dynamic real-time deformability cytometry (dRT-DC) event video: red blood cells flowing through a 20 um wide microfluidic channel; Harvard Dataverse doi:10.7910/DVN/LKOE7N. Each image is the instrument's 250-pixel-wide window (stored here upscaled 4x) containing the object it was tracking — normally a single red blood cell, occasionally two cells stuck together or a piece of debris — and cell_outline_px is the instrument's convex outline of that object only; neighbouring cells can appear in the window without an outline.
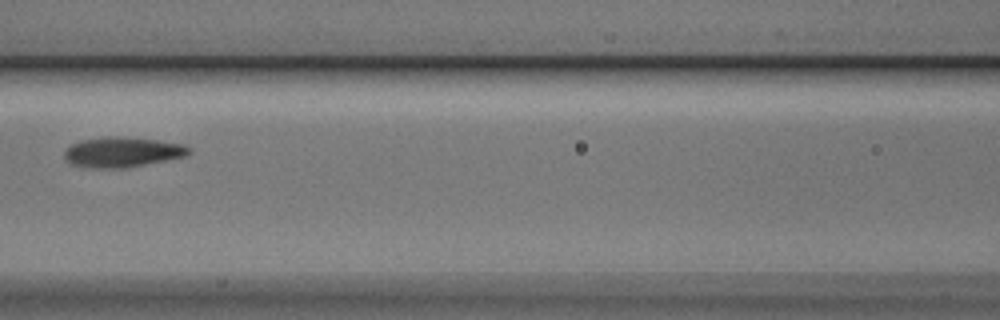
{"species": "Egyptian fruit bat (a non-hibernating species)", "species_latin": "Rousettus aegyptiacus", "temperature_condition": "cold", "stored_images_in_passage": 6, "camera_frame_rate_fps": 3000, "um_per_image_px": 0.085, "animal": {"sex": "male"}, "frame": {"image": 1, "passage_image": 6, "time_ms": 1.667, "image_size_px": [1000, 320], "cell_outline_px": [[192, 152], [184, 156], [124, 168], [84, 168], [72, 164], [64, 156], [64, 152], [72, 144], [80, 140], [108, 136], [116, 136], [156, 140], [184, 144], [192, 148]], "centroid_in_image_um": [10.39, 12.92], "position_along_channel_um": 156.2, "area_um2": 21.73}}